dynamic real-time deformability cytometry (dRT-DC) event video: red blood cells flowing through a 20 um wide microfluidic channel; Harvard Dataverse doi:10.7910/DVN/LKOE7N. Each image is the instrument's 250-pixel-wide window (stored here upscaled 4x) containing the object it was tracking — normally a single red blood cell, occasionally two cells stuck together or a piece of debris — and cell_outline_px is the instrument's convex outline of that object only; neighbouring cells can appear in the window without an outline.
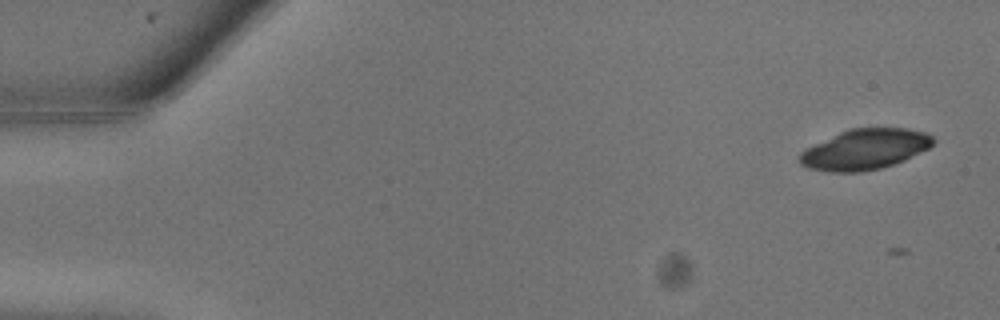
{"species": "common noctule bat (a hibernating species)", "species_latin": "Nyctalus noctula", "temperature_condition": "warm", "stored_images_in_passage": 12, "camera_frame_rate_fps": 3000, "um_per_image_px": 0.085, "animal": {"sex": "male", "body_mass_g": 13.3}, "frame": {"image": 1, "passage_image": 2, "time_ms": 0.333, "image_size_px": [1000, 320], "cell_outline_px": [[936, 140], [928, 148], [904, 160], [880, 168], [860, 172], [832, 172], [808, 168], [800, 164], [796, 160], [800, 152], [804, 148], [848, 128], [904, 128], [924, 132], [932, 136]], "centroid_in_image_um": [73.45, 12.69], "position_along_channel_um": 11.6, "area_um2": 31.56}}